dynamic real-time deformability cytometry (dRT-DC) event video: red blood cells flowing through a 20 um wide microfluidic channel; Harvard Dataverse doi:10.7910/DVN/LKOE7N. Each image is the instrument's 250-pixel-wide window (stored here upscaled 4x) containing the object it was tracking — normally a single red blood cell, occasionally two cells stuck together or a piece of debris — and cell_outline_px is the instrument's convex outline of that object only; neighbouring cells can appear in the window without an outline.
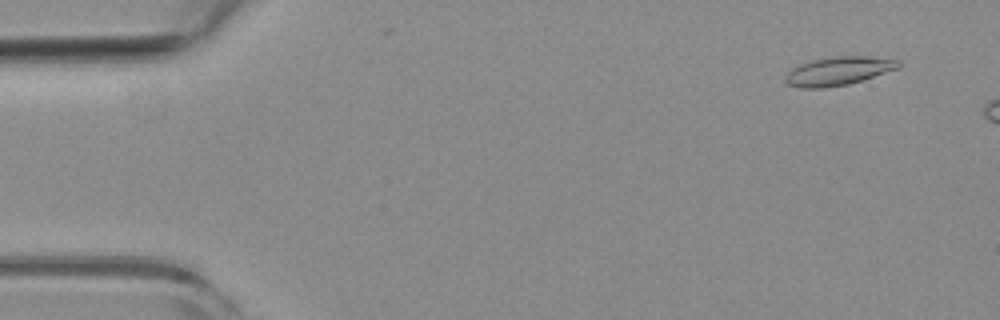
{"species": "common noctule bat (a hibernating species)", "species_latin": "Nyctalus noctula", "temperature_condition": "room temperature", "stored_images_in_passage": 49, "camera_frame_rate_fps": 3000, "um_per_image_px": 0.085, "animal": {"sex": "female", "body_mass_g": 19.3, "forearm_length_mm": 54.1}, "frame": {"image": 1, "passage_image": 4, "time_ms": 1.0, "image_size_px": [1000, 320], "cell_outline_px": [[900, 68], [864, 80], [848, 84], [824, 88], [800, 88], [788, 84], [784, 80], [784, 76], [792, 68], [800, 64], [812, 60], [836, 56], [868, 56], [900, 60]], "centroid_in_image_um": [71.28, 6.04], "position_along_channel_um": 13.7, "area_um2": 18.96}}
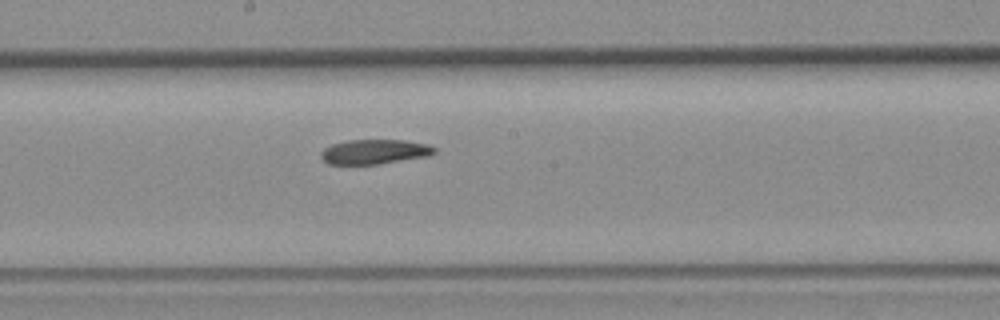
{"frame": {"image": 2, "passage_image": 29, "time_ms": 9.333, "image_size_px": [1000, 320], "cell_outline_px": [[436, 152], [428, 156], [376, 164], [328, 164], [320, 156], [320, 152], [324, 148], [332, 144], [348, 140], [404, 140], [428, 144], [436, 148]], "centroid_in_image_um": [31.83, 12.89], "position_along_channel_um": 216.4, "area_um2": 16.24}}
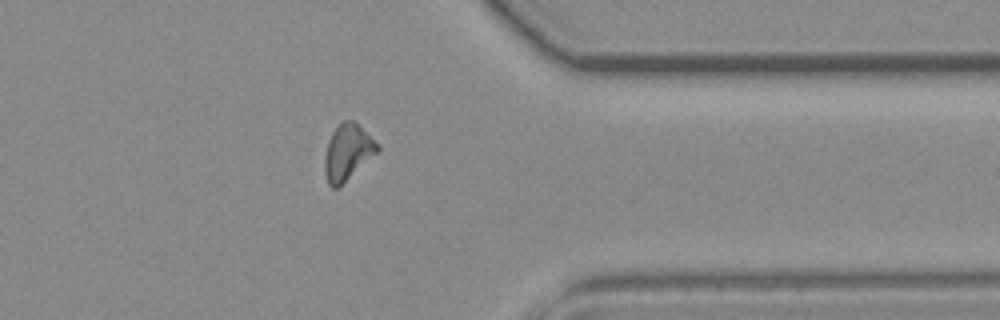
{"frame": {"image": 3, "passage_image": 43, "time_ms": 14.0, "image_size_px": [1000, 320], "cell_outline_px": [[380, 148], [376, 152], [336, 188], [332, 188], [328, 184], [324, 172], [324, 156], [328, 140], [332, 132], [344, 120], [356, 120]], "centroid_in_image_um": [29.49, 12.9], "position_along_channel_um": 381.9, "area_um2": 16.65}}